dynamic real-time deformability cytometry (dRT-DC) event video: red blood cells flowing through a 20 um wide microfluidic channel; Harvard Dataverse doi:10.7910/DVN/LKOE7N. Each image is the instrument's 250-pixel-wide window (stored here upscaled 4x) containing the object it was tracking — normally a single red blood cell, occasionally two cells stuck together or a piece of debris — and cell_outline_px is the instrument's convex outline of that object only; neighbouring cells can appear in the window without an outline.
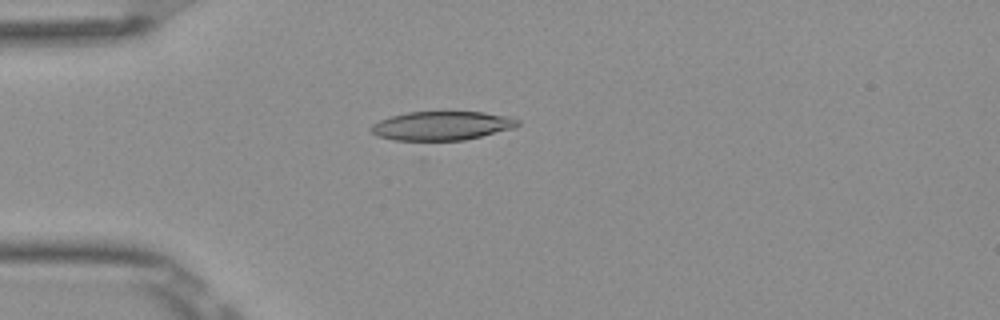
{"species": "Egyptian fruit bat (a non-hibernating species)", "species_latin": "Rousettus aegyptiacus", "temperature_condition": "room temperature", "stored_images_in_passage": 36, "camera_frame_rate_fps": 3000, "um_per_image_px": 0.085, "frame": {"image": 1, "passage_image": 5, "time_ms": 1.333, "image_size_px": [1000, 320], "cell_outline_px": [[520, 124], [512, 128], [464, 140], [424, 144], [420, 144], [396, 140], [376, 136], [368, 128], [372, 124], [380, 120], [392, 116], [408, 112], [484, 112], [508, 116], [520, 120]], "centroid_in_image_um": [37.48, 10.74], "position_along_channel_um": 47.5, "area_um2": 25.55}}
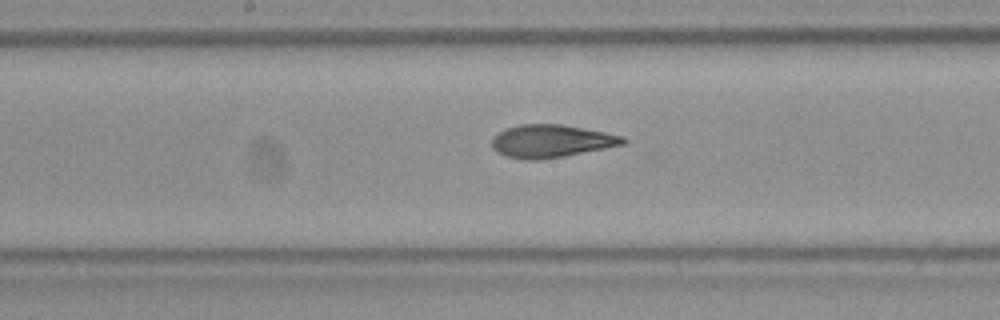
{"frame": {"image": 2, "passage_image": 18, "time_ms": 5.667, "image_size_px": [1000, 320], "cell_outline_px": [[628, 140], [624, 144], [564, 156], [536, 160], [524, 160], [504, 156], [496, 152], [492, 148], [492, 136], [496, 132], [504, 128], [520, 124], [560, 124], [604, 132], [624, 136]], "centroid_in_image_um": [46.78, 11.99], "position_along_channel_um": 201.4, "area_um2": 25.2}}
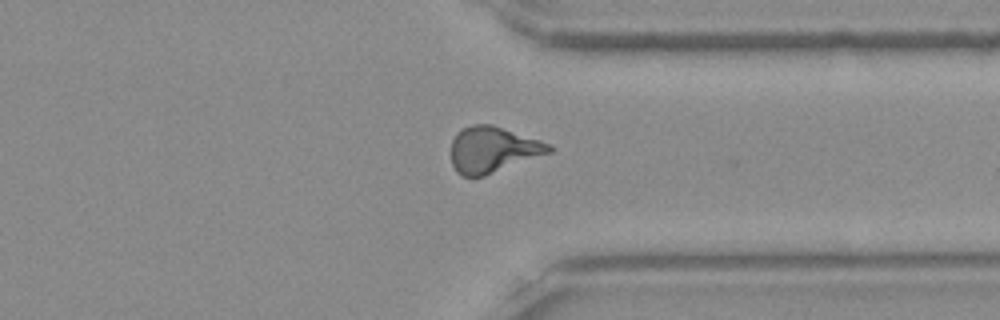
{"frame": {"image": 3, "passage_image": 31, "time_ms": 10.0, "image_size_px": [1000, 320], "cell_outline_px": [[556, 148], [552, 152], [484, 176], [464, 176], [456, 172], [452, 164], [452, 140], [456, 132], [472, 124], [492, 124], [552, 144]], "centroid_in_image_um": [41.92, 12.71], "position_along_channel_um": 369.5, "area_um2": 26.3}, "authors_computed_cell_mechanics": {"area_um2": 25.1141, "velocity_mm_per_s": 3.9113, "shape_relaxation_time_tau1_ms": 6.5039, "shape_relaxation_time_tau2_ms": 1.6702, "deformation_change_tau1": 0.2097, "deformation_change_tau2": 0.0925}}